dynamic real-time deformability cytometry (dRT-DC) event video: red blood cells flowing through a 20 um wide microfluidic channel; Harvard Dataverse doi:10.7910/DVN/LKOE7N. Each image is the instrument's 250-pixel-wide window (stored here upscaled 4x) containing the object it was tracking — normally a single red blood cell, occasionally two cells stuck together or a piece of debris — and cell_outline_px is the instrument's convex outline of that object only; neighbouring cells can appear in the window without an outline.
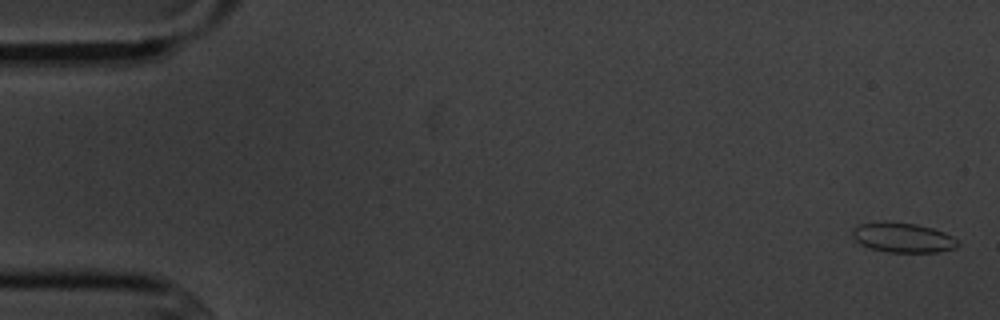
{"species": "common noctule bat (a hibernating species)", "species_latin": "Nyctalus noctula", "temperature_condition": "cold", "stored_images_in_passage": 5, "camera_frame_rate_fps": 3000, "um_per_image_px": 0.085, "animal": {"sex": "male", "body_mass_g": 20.1, "forearm_length_mm": 53.5}, "frame": {"image": 1, "passage_image": 1, "time_ms": 0.0, "image_size_px": [1000, 320], "cell_outline_px": [[956, 248], [936, 252], [888, 252], [872, 248], [860, 244], [852, 236], [852, 228], [860, 224], [884, 220], [916, 224], [932, 228], [944, 232], [952, 236], [956, 240]], "centroid_in_image_um": [76.7, 20.17], "position_along_channel_um": 8.3, "area_um2": 18.26}}